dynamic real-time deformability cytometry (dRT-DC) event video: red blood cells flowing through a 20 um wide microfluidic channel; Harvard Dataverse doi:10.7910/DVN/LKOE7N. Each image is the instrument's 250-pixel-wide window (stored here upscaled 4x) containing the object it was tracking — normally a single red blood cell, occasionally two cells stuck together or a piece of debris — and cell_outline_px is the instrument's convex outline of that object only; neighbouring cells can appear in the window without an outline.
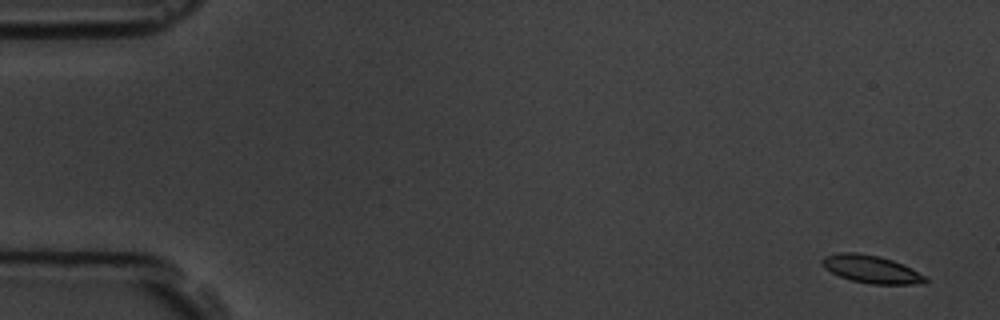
{"species": "common noctule bat (a hibernating species)", "species_latin": "Nyctalus noctula", "temperature_condition": "room temperature", "stored_images_in_passage": 6, "segment_of_instrument_passage": [2, 2], "camera_frame_rate_fps": 3000, "um_per_image_px": 0.085, "animal": {"sex": "male", "body_mass_g": 19.5, "forearm_length_mm": 54.6}, "frame": {"image": 1, "passage_image": 6, "time_ms": 6.667, "image_size_px": [1000, 320], "cell_outline_px": [[928, 280], [924, 284], [872, 284], [852, 280], [840, 276], [824, 268], [820, 260], [824, 256], [840, 252], [856, 252], [880, 256], [892, 260], [924, 276]], "centroid_in_image_um": [74.0, 22.87], "position_along_channel_um": 11.0, "area_um2": 16.42}}